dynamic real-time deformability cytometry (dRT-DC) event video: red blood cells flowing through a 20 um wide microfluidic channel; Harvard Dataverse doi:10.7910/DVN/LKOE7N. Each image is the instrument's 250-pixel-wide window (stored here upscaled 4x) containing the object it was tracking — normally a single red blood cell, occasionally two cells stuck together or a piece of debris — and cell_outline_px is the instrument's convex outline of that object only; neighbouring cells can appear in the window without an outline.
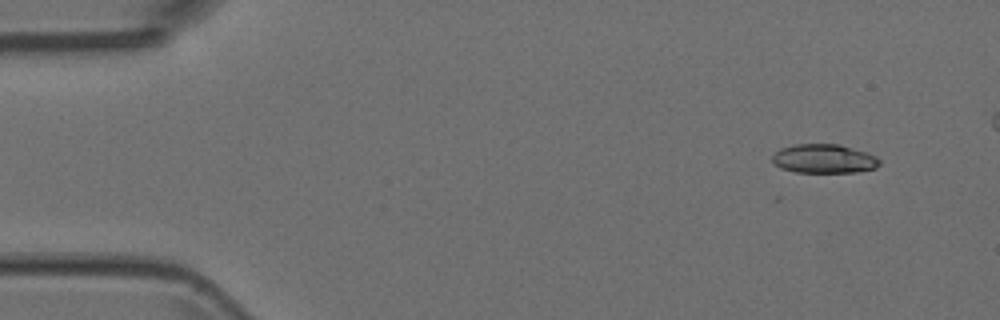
{"species": "Egyptian fruit bat (a non-hibernating species)", "species_latin": "Rousettus aegyptiacus", "temperature_condition": "room temperature", "stored_images_in_passage": 4, "camera_frame_rate_fps": 3000, "um_per_image_px": 0.085, "animal": {"sex": "female"}, "frame": {"image": 1, "passage_image": 1, "time_ms": 0.0, "image_size_px": [1000, 320], "cell_outline_px": [[880, 164], [876, 168], [856, 172], [796, 172], [780, 168], [772, 164], [772, 156], [780, 148], [792, 144], [840, 144], [868, 152], [876, 156], [880, 160]], "centroid_in_image_um": [70.03, 13.48], "position_along_channel_um": 15.0, "area_um2": 18.38}}